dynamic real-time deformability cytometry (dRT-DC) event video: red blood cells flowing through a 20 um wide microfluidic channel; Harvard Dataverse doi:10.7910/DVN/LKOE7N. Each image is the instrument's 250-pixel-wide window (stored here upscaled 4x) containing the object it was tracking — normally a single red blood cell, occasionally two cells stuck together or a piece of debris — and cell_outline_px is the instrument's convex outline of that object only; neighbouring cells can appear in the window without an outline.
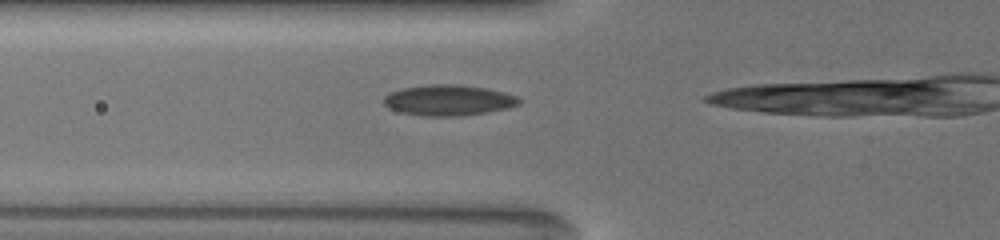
{"species": "common noctule bat (a hibernating species)", "species_latin": "Nyctalus noctula", "temperature_condition": "warm", "stored_images_in_passage": 5, "camera_frame_rate_fps": 3000, "um_per_image_px": 0.085, "animal": {"sex": "female", "body_mass_g": 19.5, "forearm_length_mm": 54.1}, "frame": {"image": 1, "passage_image": 2, "time_ms": 0.333, "image_size_px": [1000, 240], "cell_outline_px": [[520, 104], [508, 108], [460, 116], [428, 116], [404, 112], [392, 108], [384, 104], [384, 96], [392, 92], [404, 88], [428, 84], [460, 84], [484, 88], [504, 92], [516, 96], [520, 100]], "centroid_in_image_um": [38.16, 8.5], "position_along_channel_um": 87.6, "area_um2": 23.81}}